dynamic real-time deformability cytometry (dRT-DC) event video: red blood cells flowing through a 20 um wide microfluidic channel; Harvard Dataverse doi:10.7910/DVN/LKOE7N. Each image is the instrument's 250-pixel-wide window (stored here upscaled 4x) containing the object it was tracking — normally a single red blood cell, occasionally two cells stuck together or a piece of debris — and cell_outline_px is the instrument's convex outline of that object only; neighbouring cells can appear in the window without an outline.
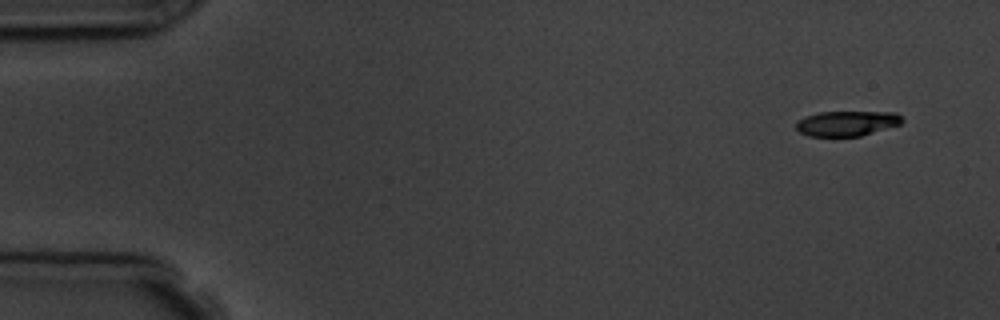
{"species": "common noctule bat (a hibernating species)", "species_latin": "Nyctalus noctula", "temperature_condition": "room temperature", "stored_images_in_passage": 6, "segment_of_instrument_passage": [2, 2], "camera_frame_rate_fps": 3000, "um_per_image_px": 0.085, "animal": {"sex": "male", "body_mass_g": 19.5, "forearm_length_mm": 54.6}, "frame": {"image": 1, "passage_image": 6, "time_ms": 5.667, "image_size_px": [1000, 320], "cell_outline_px": [[904, 120], [900, 124], [860, 136], [808, 136], [800, 132], [796, 128], [796, 124], [804, 116], [820, 112], [896, 112]], "centroid_in_image_um": [71.98, 10.48], "position_along_channel_um": 13.0, "area_um2": 15.37}}